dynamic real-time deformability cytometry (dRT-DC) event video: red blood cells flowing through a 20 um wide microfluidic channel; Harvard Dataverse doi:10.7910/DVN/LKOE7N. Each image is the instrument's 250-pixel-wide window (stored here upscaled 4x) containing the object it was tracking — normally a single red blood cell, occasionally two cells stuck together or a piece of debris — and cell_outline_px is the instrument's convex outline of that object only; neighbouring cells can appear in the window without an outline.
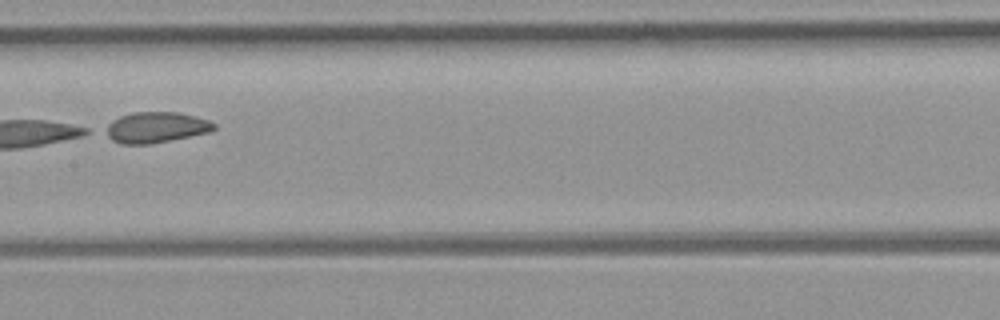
{"species": "common noctule bat (a hibernating species)", "species_latin": "Nyctalus noctula", "temperature_condition": "room temperature", "stored_images_in_passage": 9, "segment_of_instrument_passage": [1, 2], "camera_frame_rate_fps": 3000, "um_per_image_px": 0.085, "animal": {"sex": "female", "body_mass_g": 21.9}, "frame": {"image": 1, "passage_image": 6, "time_ms": 5.667, "image_size_px": [1000, 320], "cell_outline_px": [[216, 128], [208, 132], [148, 144], [120, 144], [112, 140], [100, 132], [100, 128], [112, 120], [120, 116], [132, 112], [176, 112], [208, 120], [216, 124]], "centroid_in_image_um": [13.11, 10.83], "position_along_channel_um": 194.3, "area_um2": 19.54}}
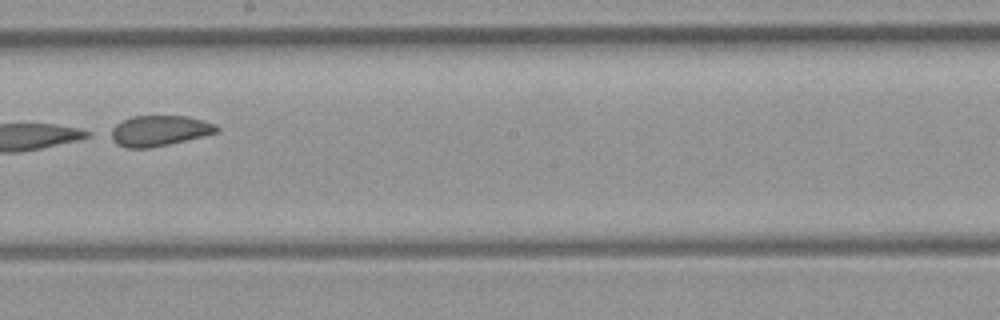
{"frame": {"image": 2, "passage_image": 7, "time_ms": 6.667, "image_size_px": [1000, 320], "cell_outline_px": [[220, 128], [216, 132], [168, 144], [148, 148], [128, 148], [116, 144], [104, 136], [104, 132], [116, 124], [132, 116], [188, 116], [216, 124]], "centroid_in_image_um": [13.39, 11.11], "position_along_channel_um": 234.8, "area_um2": 19.07}}
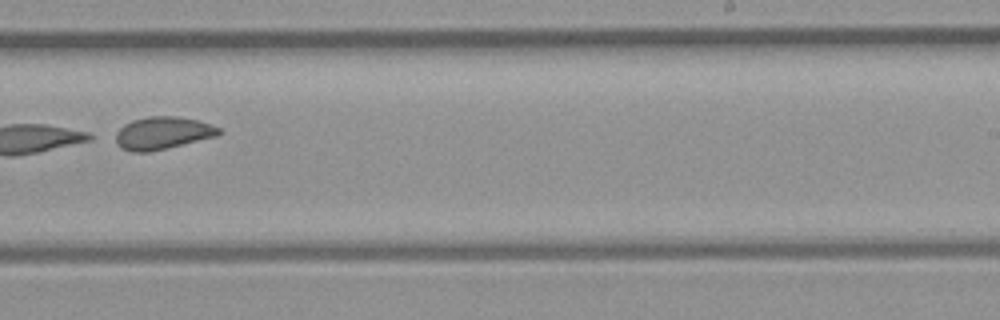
{"frame": {"image": 3, "passage_image": 8, "time_ms": 7.667, "image_size_px": [1000, 320], "cell_outline_px": [[224, 132], [216, 136], [148, 152], [132, 152], [124, 148], [116, 140], [116, 132], [124, 124], [132, 120], [148, 116], [176, 116], [196, 120], [212, 124], [220, 128]], "centroid_in_image_um": [13.85, 11.29], "position_along_channel_um": 275.1, "area_um2": 19.31}}